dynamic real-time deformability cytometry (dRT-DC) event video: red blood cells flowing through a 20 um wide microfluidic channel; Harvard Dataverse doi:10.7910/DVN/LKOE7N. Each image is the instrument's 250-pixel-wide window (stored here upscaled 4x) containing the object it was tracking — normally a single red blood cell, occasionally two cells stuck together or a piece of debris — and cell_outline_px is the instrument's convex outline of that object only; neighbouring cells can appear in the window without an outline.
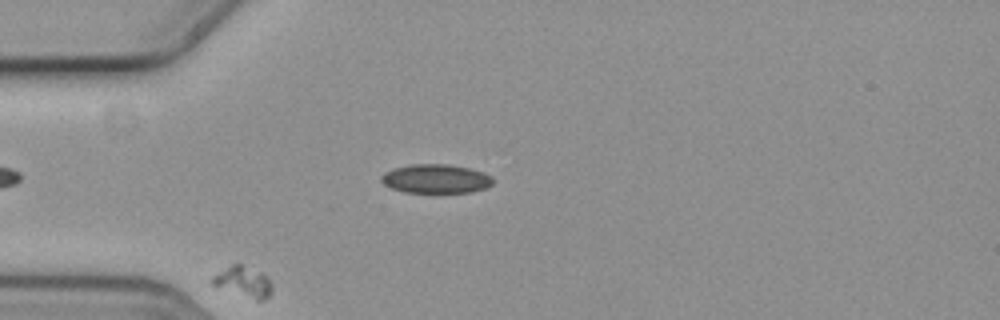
{"species": "common noctule bat (a hibernating species)", "species_latin": "Nyctalus noctula", "temperature_condition": "cold", "stored_images_in_passage": 44, "camera_frame_rate_fps": 3000, "um_per_image_px": 0.085, "animal": {"sex": "female", "body_mass_g": 19.3, "forearm_length_mm": 54.1}, "frame": {"image": 1, "passage_image": 6, "time_ms": 1.667, "image_size_px": [1000, 320], "cell_outline_px": [[272, 292], [264, 300], [256, 300], [212, 284], [208, 280], [212, 276], [232, 264], [240, 264], [260, 272], [268, 276], [272, 284]], "centroid_in_image_um": [20.71, 23.95], "position_along_channel_um": 64.3, "area_um2": 10.46}}
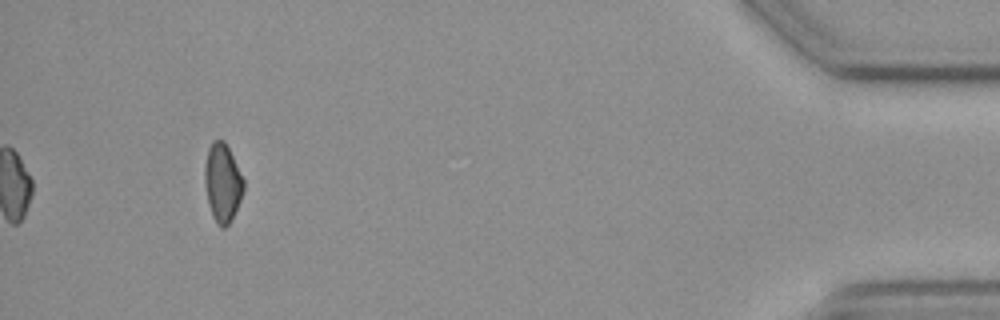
{"frame": {"image": 2, "passage_image": 44, "time_ms": 14.333, "image_size_px": [1000, 320], "cell_outline_px": [[244, 188], [240, 200], [228, 224], [224, 228], [220, 228], [216, 224], [212, 216], [208, 204], [204, 184], [204, 164], [208, 148], [212, 140], [224, 140], [244, 180]], "centroid_in_image_um": [18.88, 15.53], "position_along_channel_um": 416.3, "area_um2": 17.74}}